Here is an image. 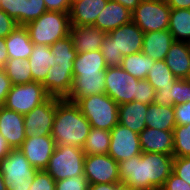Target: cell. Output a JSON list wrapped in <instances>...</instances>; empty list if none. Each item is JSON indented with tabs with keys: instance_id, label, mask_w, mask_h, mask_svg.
I'll use <instances>...</instances> for the list:
<instances>
[{
	"instance_id": "cell-1",
	"label": "cell",
	"mask_w": 190,
	"mask_h": 190,
	"mask_svg": "<svg viewBox=\"0 0 190 190\" xmlns=\"http://www.w3.org/2000/svg\"><path fill=\"white\" fill-rule=\"evenodd\" d=\"M173 155L142 152L118 163L120 181L138 190H160L173 171Z\"/></svg>"
},
{
	"instance_id": "cell-2",
	"label": "cell",
	"mask_w": 190,
	"mask_h": 190,
	"mask_svg": "<svg viewBox=\"0 0 190 190\" xmlns=\"http://www.w3.org/2000/svg\"><path fill=\"white\" fill-rule=\"evenodd\" d=\"M91 125L74 102L62 99L56 105L51 136L56 145L83 148Z\"/></svg>"
},
{
	"instance_id": "cell-3",
	"label": "cell",
	"mask_w": 190,
	"mask_h": 190,
	"mask_svg": "<svg viewBox=\"0 0 190 190\" xmlns=\"http://www.w3.org/2000/svg\"><path fill=\"white\" fill-rule=\"evenodd\" d=\"M144 32L130 21L107 33L101 44V53L108 67H119L123 57L141 52Z\"/></svg>"
},
{
	"instance_id": "cell-4",
	"label": "cell",
	"mask_w": 190,
	"mask_h": 190,
	"mask_svg": "<svg viewBox=\"0 0 190 190\" xmlns=\"http://www.w3.org/2000/svg\"><path fill=\"white\" fill-rule=\"evenodd\" d=\"M34 45H53L70 35L69 13L46 11L39 18L25 25Z\"/></svg>"
},
{
	"instance_id": "cell-5",
	"label": "cell",
	"mask_w": 190,
	"mask_h": 190,
	"mask_svg": "<svg viewBox=\"0 0 190 190\" xmlns=\"http://www.w3.org/2000/svg\"><path fill=\"white\" fill-rule=\"evenodd\" d=\"M74 103L92 128L111 131L118 123L119 105L106 93L79 98Z\"/></svg>"
},
{
	"instance_id": "cell-6",
	"label": "cell",
	"mask_w": 190,
	"mask_h": 190,
	"mask_svg": "<svg viewBox=\"0 0 190 190\" xmlns=\"http://www.w3.org/2000/svg\"><path fill=\"white\" fill-rule=\"evenodd\" d=\"M7 190H29L38 171L32 167L20 149H12L0 161Z\"/></svg>"
},
{
	"instance_id": "cell-7",
	"label": "cell",
	"mask_w": 190,
	"mask_h": 190,
	"mask_svg": "<svg viewBox=\"0 0 190 190\" xmlns=\"http://www.w3.org/2000/svg\"><path fill=\"white\" fill-rule=\"evenodd\" d=\"M85 152L82 148L56 145L45 171L55 181L84 174Z\"/></svg>"
},
{
	"instance_id": "cell-8",
	"label": "cell",
	"mask_w": 190,
	"mask_h": 190,
	"mask_svg": "<svg viewBox=\"0 0 190 190\" xmlns=\"http://www.w3.org/2000/svg\"><path fill=\"white\" fill-rule=\"evenodd\" d=\"M51 96L40 82L13 85L2 106L22 115L31 112Z\"/></svg>"
},
{
	"instance_id": "cell-9",
	"label": "cell",
	"mask_w": 190,
	"mask_h": 190,
	"mask_svg": "<svg viewBox=\"0 0 190 190\" xmlns=\"http://www.w3.org/2000/svg\"><path fill=\"white\" fill-rule=\"evenodd\" d=\"M170 11L166 1L142 0L132 12V21L144 33L168 30Z\"/></svg>"
},
{
	"instance_id": "cell-10",
	"label": "cell",
	"mask_w": 190,
	"mask_h": 190,
	"mask_svg": "<svg viewBox=\"0 0 190 190\" xmlns=\"http://www.w3.org/2000/svg\"><path fill=\"white\" fill-rule=\"evenodd\" d=\"M140 79L133 77L120 66L105 70V93L118 105L134 101Z\"/></svg>"
},
{
	"instance_id": "cell-11",
	"label": "cell",
	"mask_w": 190,
	"mask_h": 190,
	"mask_svg": "<svg viewBox=\"0 0 190 190\" xmlns=\"http://www.w3.org/2000/svg\"><path fill=\"white\" fill-rule=\"evenodd\" d=\"M61 100V98L50 97L41 105L35 107L31 112L24 115L26 138L51 135L56 105Z\"/></svg>"
},
{
	"instance_id": "cell-12",
	"label": "cell",
	"mask_w": 190,
	"mask_h": 190,
	"mask_svg": "<svg viewBox=\"0 0 190 190\" xmlns=\"http://www.w3.org/2000/svg\"><path fill=\"white\" fill-rule=\"evenodd\" d=\"M84 175L89 184L121 182L118 162L108 154L85 155Z\"/></svg>"
},
{
	"instance_id": "cell-13",
	"label": "cell",
	"mask_w": 190,
	"mask_h": 190,
	"mask_svg": "<svg viewBox=\"0 0 190 190\" xmlns=\"http://www.w3.org/2000/svg\"><path fill=\"white\" fill-rule=\"evenodd\" d=\"M142 153L139 134L117 123L110 131V155L118 163Z\"/></svg>"
},
{
	"instance_id": "cell-14",
	"label": "cell",
	"mask_w": 190,
	"mask_h": 190,
	"mask_svg": "<svg viewBox=\"0 0 190 190\" xmlns=\"http://www.w3.org/2000/svg\"><path fill=\"white\" fill-rule=\"evenodd\" d=\"M55 147V140L51 135H47L28 137L19 149L32 167L37 170H45Z\"/></svg>"
},
{
	"instance_id": "cell-15",
	"label": "cell",
	"mask_w": 190,
	"mask_h": 190,
	"mask_svg": "<svg viewBox=\"0 0 190 190\" xmlns=\"http://www.w3.org/2000/svg\"><path fill=\"white\" fill-rule=\"evenodd\" d=\"M0 9L24 26L47 11L44 0H0Z\"/></svg>"
},
{
	"instance_id": "cell-16",
	"label": "cell",
	"mask_w": 190,
	"mask_h": 190,
	"mask_svg": "<svg viewBox=\"0 0 190 190\" xmlns=\"http://www.w3.org/2000/svg\"><path fill=\"white\" fill-rule=\"evenodd\" d=\"M0 133L6 139L11 149H19L26 139L24 115L1 106Z\"/></svg>"
},
{
	"instance_id": "cell-17",
	"label": "cell",
	"mask_w": 190,
	"mask_h": 190,
	"mask_svg": "<svg viewBox=\"0 0 190 190\" xmlns=\"http://www.w3.org/2000/svg\"><path fill=\"white\" fill-rule=\"evenodd\" d=\"M73 84V66L54 65L48 71L46 79L42 83L51 97L65 99Z\"/></svg>"
},
{
	"instance_id": "cell-18",
	"label": "cell",
	"mask_w": 190,
	"mask_h": 190,
	"mask_svg": "<svg viewBox=\"0 0 190 190\" xmlns=\"http://www.w3.org/2000/svg\"><path fill=\"white\" fill-rule=\"evenodd\" d=\"M107 33L93 25L70 27V36L77 53L92 52L101 49V44Z\"/></svg>"
},
{
	"instance_id": "cell-19",
	"label": "cell",
	"mask_w": 190,
	"mask_h": 190,
	"mask_svg": "<svg viewBox=\"0 0 190 190\" xmlns=\"http://www.w3.org/2000/svg\"><path fill=\"white\" fill-rule=\"evenodd\" d=\"M132 12L122 4L108 0L105 9L98 15L93 26L109 33L112 30L132 21Z\"/></svg>"
},
{
	"instance_id": "cell-20",
	"label": "cell",
	"mask_w": 190,
	"mask_h": 190,
	"mask_svg": "<svg viewBox=\"0 0 190 190\" xmlns=\"http://www.w3.org/2000/svg\"><path fill=\"white\" fill-rule=\"evenodd\" d=\"M108 0H72L69 12L71 26L93 25Z\"/></svg>"
},
{
	"instance_id": "cell-21",
	"label": "cell",
	"mask_w": 190,
	"mask_h": 190,
	"mask_svg": "<svg viewBox=\"0 0 190 190\" xmlns=\"http://www.w3.org/2000/svg\"><path fill=\"white\" fill-rule=\"evenodd\" d=\"M105 93V74L73 75V84L66 101L75 102L89 95Z\"/></svg>"
},
{
	"instance_id": "cell-22",
	"label": "cell",
	"mask_w": 190,
	"mask_h": 190,
	"mask_svg": "<svg viewBox=\"0 0 190 190\" xmlns=\"http://www.w3.org/2000/svg\"><path fill=\"white\" fill-rule=\"evenodd\" d=\"M142 152H155L173 155V131L146 127L140 134Z\"/></svg>"
},
{
	"instance_id": "cell-23",
	"label": "cell",
	"mask_w": 190,
	"mask_h": 190,
	"mask_svg": "<svg viewBox=\"0 0 190 190\" xmlns=\"http://www.w3.org/2000/svg\"><path fill=\"white\" fill-rule=\"evenodd\" d=\"M178 79H190V48L187 42L175 41L164 59Z\"/></svg>"
},
{
	"instance_id": "cell-24",
	"label": "cell",
	"mask_w": 190,
	"mask_h": 190,
	"mask_svg": "<svg viewBox=\"0 0 190 190\" xmlns=\"http://www.w3.org/2000/svg\"><path fill=\"white\" fill-rule=\"evenodd\" d=\"M174 42L169 30L144 33L141 52L154 61L164 60Z\"/></svg>"
},
{
	"instance_id": "cell-25",
	"label": "cell",
	"mask_w": 190,
	"mask_h": 190,
	"mask_svg": "<svg viewBox=\"0 0 190 190\" xmlns=\"http://www.w3.org/2000/svg\"><path fill=\"white\" fill-rule=\"evenodd\" d=\"M148 105L136 101L119 105L118 123L140 134L146 128Z\"/></svg>"
},
{
	"instance_id": "cell-26",
	"label": "cell",
	"mask_w": 190,
	"mask_h": 190,
	"mask_svg": "<svg viewBox=\"0 0 190 190\" xmlns=\"http://www.w3.org/2000/svg\"><path fill=\"white\" fill-rule=\"evenodd\" d=\"M8 59H28L34 44L30 40L29 32L24 25H18L6 38Z\"/></svg>"
},
{
	"instance_id": "cell-27",
	"label": "cell",
	"mask_w": 190,
	"mask_h": 190,
	"mask_svg": "<svg viewBox=\"0 0 190 190\" xmlns=\"http://www.w3.org/2000/svg\"><path fill=\"white\" fill-rule=\"evenodd\" d=\"M55 56L48 45L36 44L28 60L31 66L32 80L43 83L51 67H53Z\"/></svg>"
},
{
	"instance_id": "cell-28",
	"label": "cell",
	"mask_w": 190,
	"mask_h": 190,
	"mask_svg": "<svg viewBox=\"0 0 190 190\" xmlns=\"http://www.w3.org/2000/svg\"><path fill=\"white\" fill-rule=\"evenodd\" d=\"M190 101V79H178L172 88L156 91L153 103L160 106H174Z\"/></svg>"
},
{
	"instance_id": "cell-29",
	"label": "cell",
	"mask_w": 190,
	"mask_h": 190,
	"mask_svg": "<svg viewBox=\"0 0 190 190\" xmlns=\"http://www.w3.org/2000/svg\"><path fill=\"white\" fill-rule=\"evenodd\" d=\"M73 64V75L105 74L108 67L100 50L77 53Z\"/></svg>"
},
{
	"instance_id": "cell-30",
	"label": "cell",
	"mask_w": 190,
	"mask_h": 190,
	"mask_svg": "<svg viewBox=\"0 0 190 190\" xmlns=\"http://www.w3.org/2000/svg\"><path fill=\"white\" fill-rule=\"evenodd\" d=\"M145 119L146 127L153 129L173 131L176 126L173 106H160L151 103L148 105Z\"/></svg>"
},
{
	"instance_id": "cell-31",
	"label": "cell",
	"mask_w": 190,
	"mask_h": 190,
	"mask_svg": "<svg viewBox=\"0 0 190 190\" xmlns=\"http://www.w3.org/2000/svg\"><path fill=\"white\" fill-rule=\"evenodd\" d=\"M175 41L190 42V9H171L168 26Z\"/></svg>"
},
{
	"instance_id": "cell-32",
	"label": "cell",
	"mask_w": 190,
	"mask_h": 190,
	"mask_svg": "<svg viewBox=\"0 0 190 190\" xmlns=\"http://www.w3.org/2000/svg\"><path fill=\"white\" fill-rule=\"evenodd\" d=\"M154 62L144 53L137 52L124 56L120 67L133 77L142 80L147 78L149 71L154 66Z\"/></svg>"
},
{
	"instance_id": "cell-33",
	"label": "cell",
	"mask_w": 190,
	"mask_h": 190,
	"mask_svg": "<svg viewBox=\"0 0 190 190\" xmlns=\"http://www.w3.org/2000/svg\"><path fill=\"white\" fill-rule=\"evenodd\" d=\"M3 71L11 80L12 85H22L33 82L31 66L28 59H8Z\"/></svg>"
},
{
	"instance_id": "cell-34",
	"label": "cell",
	"mask_w": 190,
	"mask_h": 190,
	"mask_svg": "<svg viewBox=\"0 0 190 190\" xmlns=\"http://www.w3.org/2000/svg\"><path fill=\"white\" fill-rule=\"evenodd\" d=\"M146 80L157 91L159 89L172 88L178 78L174 76L164 60H158L154 62V66L149 71Z\"/></svg>"
},
{
	"instance_id": "cell-35",
	"label": "cell",
	"mask_w": 190,
	"mask_h": 190,
	"mask_svg": "<svg viewBox=\"0 0 190 190\" xmlns=\"http://www.w3.org/2000/svg\"><path fill=\"white\" fill-rule=\"evenodd\" d=\"M110 148V131L92 128L83 146L85 155L108 154Z\"/></svg>"
},
{
	"instance_id": "cell-36",
	"label": "cell",
	"mask_w": 190,
	"mask_h": 190,
	"mask_svg": "<svg viewBox=\"0 0 190 190\" xmlns=\"http://www.w3.org/2000/svg\"><path fill=\"white\" fill-rule=\"evenodd\" d=\"M52 54L55 56L54 64L59 66H73L77 51L71 36H67L61 40H57L53 45L49 46Z\"/></svg>"
},
{
	"instance_id": "cell-37",
	"label": "cell",
	"mask_w": 190,
	"mask_h": 190,
	"mask_svg": "<svg viewBox=\"0 0 190 190\" xmlns=\"http://www.w3.org/2000/svg\"><path fill=\"white\" fill-rule=\"evenodd\" d=\"M173 137V156L190 157V124L176 125Z\"/></svg>"
},
{
	"instance_id": "cell-38",
	"label": "cell",
	"mask_w": 190,
	"mask_h": 190,
	"mask_svg": "<svg viewBox=\"0 0 190 190\" xmlns=\"http://www.w3.org/2000/svg\"><path fill=\"white\" fill-rule=\"evenodd\" d=\"M89 181L84 174L56 181L55 190H89Z\"/></svg>"
},
{
	"instance_id": "cell-39",
	"label": "cell",
	"mask_w": 190,
	"mask_h": 190,
	"mask_svg": "<svg viewBox=\"0 0 190 190\" xmlns=\"http://www.w3.org/2000/svg\"><path fill=\"white\" fill-rule=\"evenodd\" d=\"M155 93V89L146 79L139 80L134 101L149 105L153 103Z\"/></svg>"
},
{
	"instance_id": "cell-40",
	"label": "cell",
	"mask_w": 190,
	"mask_h": 190,
	"mask_svg": "<svg viewBox=\"0 0 190 190\" xmlns=\"http://www.w3.org/2000/svg\"><path fill=\"white\" fill-rule=\"evenodd\" d=\"M56 181L45 170H38L29 190H55Z\"/></svg>"
},
{
	"instance_id": "cell-41",
	"label": "cell",
	"mask_w": 190,
	"mask_h": 190,
	"mask_svg": "<svg viewBox=\"0 0 190 190\" xmlns=\"http://www.w3.org/2000/svg\"><path fill=\"white\" fill-rule=\"evenodd\" d=\"M172 172L190 185V157H174Z\"/></svg>"
},
{
	"instance_id": "cell-42",
	"label": "cell",
	"mask_w": 190,
	"mask_h": 190,
	"mask_svg": "<svg viewBox=\"0 0 190 190\" xmlns=\"http://www.w3.org/2000/svg\"><path fill=\"white\" fill-rule=\"evenodd\" d=\"M176 125L190 124V101L179 105H174Z\"/></svg>"
},
{
	"instance_id": "cell-43",
	"label": "cell",
	"mask_w": 190,
	"mask_h": 190,
	"mask_svg": "<svg viewBox=\"0 0 190 190\" xmlns=\"http://www.w3.org/2000/svg\"><path fill=\"white\" fill-rule=\"evenodd\" d=\"M17 26L18 23L0 9V37L6 38Z\"/></svg>"
},
{
	"instance_id": "cell-44",
	"label": "cell",
	"mask_w": 190,
	"mask_h": 190,
	"mask_svg": "<svg viewBox=\"0 0 190 190\" xmlns=\"http://www.w3.org/2000/svg\"><path fill=\"white\" fill-rule=\"evenodd\" d=\"M160 190H190V185L172 172Z\"/></svg>"
},
{
	"instance_id": "cell-45",
	"label": "cell",
	"mask_w": 190,
	"mask_h": 190,
	"mask_svg": "<svg viewBox=\"0 0 190 190\" xmlns=\"http://www.w3.org/2000/svg\"><path fill=\"white\" fill-rule=\"evenodd\" d=\"M47 11L69 13L72 0H44Z\"/></svg>"
},
{
	"instance_id": "cell-46",
	"label": "cell",
	"mask_w": 190,
	"mask_h": 190,
	"mask_svg": "<svg viewBox=\"0 0 190 190\" xmlns=\"http://www.w3.org/2000/svg\"><path fill=\"white\" fill-rule=\"evenodd\" d=\"M12 82L8 78L7 74L3 71V69H0V104L3 105V103L6 100V97L12 88Z\"/></svg>"
},
{
	"instance_id": "cell-47",
	"label": "cell",
	"mask_w": 190,
	"mask_h": 190,
	"mask_svg": "<svg viewBox=\"0 0 190 190\" xmlns=\"http://www.w3.org/2000/svg\"><path fill=\"white\" fill-rule=\"evenodd\" d=\"M171 9H190V0H166Z\"/></svg>"
},
{
	"instance_id": "cell-48",
	"label": "cell",
	"mask_w": 190,
	"mask_h": 190,
	"mask_svg": "<svg viewBox=\"0 0 190 190\" xmlns=\"http://www.w3.org/2000/svg\"><path fill=\"white\" fill-rule=\"evenodd\" d=\"M8 60L7 46L5 38L0 37V69H3Z\"/></svg>"
},
{
	"instance_id": "cell-49",
	"label": "cell",
	"mask_w": 190,
	"mask_h": 190,
	"mask_svg": "<svg viewBox=\"0 0 190 190\" xmlns=\"http://www.w3.org/2000/svg\"><path fill=\"white\" fill-rule=\"evenodd\" d=\"M89 190H118V183L90 184Z\"/></svg>"
},
{
	"instance_id": "cell-50",
	"label": "cell",
	"mask_w": 190,
	"mask_h": 190,
	"mask_svg": "<svg viewBox=\"0 0 190 190\" xmlns=\"http://www.w3.org/2000/svg\"><path fill=\"white\" fill-rule=\"evenodd\" d=\"M11 150L6 139L0 133V161L5 158Z\"/></svg>"
},
{
	"instance_id": "cell-51",
	"label": "cell",
	"mask_w": 190,
	"mask_h": 190,
	"mask_svg": "<svg viewBox=\"0 0 190 190\" xmlns=\"http://www.w3.org/2000/svg\"><path fill=\"white\" fill-rule=\"evenodd\" d=\"M113 1L122 4L124 7L133 12L142 0H113Z\"/></svg>"
},
{
	"instance_id": "cell-52",
	"label": "cell",
	"mask_w": 190,
	"mask_h": 190,
	"mask_svg": "<svg viewBox=\"0 0 190 190\" xmlns=\"http://www.w3.org/2000/svg\"><path fill=\"white\" fill-rule=\"evenodd\" d=\"M118 190H138V189L120 182L118 183Z\"/></svg>"
},
{
	"instance_id": "cell-53",
	"label": "cell",
	"mask_w": 190,
	"mask_h": 190,
	"mask_svg": "<svg viewBox=\"0 0 190 190\" xmlns=\"http://www.w3.org/2000/svg\"><path fill=\"white\" fill-rule=\"evenodd\" d=\"M6 183L4 181V178H3V174L1 172V169H0V190H7L6 188Z\"/></svg>"
}]
</instances>
